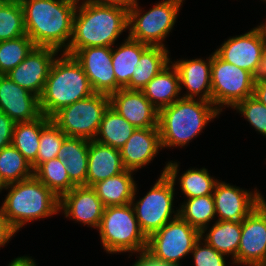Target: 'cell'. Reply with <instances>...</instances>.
<instances>
[{
  "label": "cell",
  "mask_w": 266,
  "mask_h": 266,
  "mask_svg": "<svg viewBox=\"0 0 266 266\" xmlns=\"http://www.w3.org/2000/svg\"><path fill=\"white\" fill-rule=\"evenodd\" d=\"M81 0H22L26 34L36 47L68 49Z\"/></svg>",
  "instance_id": "1"
},
{
  "label": "cell",
  "mask_w": 266,
  "mask_h": 266,
  "mask_svg": "<svg viewBox=\"0 0 266 266\" xmlns=\"http://www.w3.org/2000/svg\"><path fill=\"white\" fill-rule=\"evenodd\" d=\"M80 3L76 7L72 37L64 53L73 56L86 47L114 46L120 34L128 29V12L88 0Z\"/></svg>",
  "instance_id": "2"
},
{
  "label": "cell",
  "mask_w": 266,
  "mask_h": 266,
  "mask_svg": "<svg viewBox=\"0 0 266 266\" xmlns=\"http://www.w3.org/2000/svg\"><path fill=\"white\" fill-rule=\"evenodd\" d=\"M197 100L181 98L159 110L158 129L163 149L184 147L219 116L220 111L212 102Z\"/></svg>",
  "instance_id": "3"
},
{
  "label": "cell",
  "mask_w": 266,
  "mask_h": 266,
  "mask_svg": "<svg viewBox=\"0 0 266 266\" xmlns=\"http://www.w3.org/2000/svg\"><path fill=\"white\" fill-rule=\"evenodd\" d=\"M61 54L54 59L39 97L41 113L49 118L61 108L95 93L81 64L74 56Z\"/></svg>",
  "instance_id": "4"
},
{
  "label": "cell",
  "mask_w": 266,
  "mask_h": 266,
  "mask_svg": "<svg viewBox=\"0 0 266 266\" xmlns=\"http://www.w3.org/2000/svg\"><path fill=\"white\" fill-rule=\"evenodd\" d=\"M2 204L4 215L18 232L26 223L60 212V199L35 176L7 184Z\"/></svg>",
  "instance_id": "5"
},
{
  "label": "cell",
  "mask_w": 266,
  "mask_h": 266,
  "mask_svg": "<svg viewBox=\"0 0 266 266\" xmlns=\"http://www.w3.org/2000/svg\"><path fill=\"white\" fill-rule=\"evenodd\" d=\"M179 164L170 161L164 167L160 177L146 195L135 203L137 187H135L131 205L141 231L148 238L164 227L169 221L179 216L174 210V186L178 178ZM176 212V213H175ZM174 213V215H172ZM172 216H174L172 218Z\"/></svg>",
  "instance_id": "6"
},
{
  "label": "cell",
  "mask_w": 266,
  "mask_h": 266,
  "mask_svg": "<svg viewBox=\"0 0 266 266\" xmlns=\"http://www.w3.org/2000/svg\"><path fill=\"white\" fill-rule=\"evenodd\" d=\"M98 229L104 251L109 254L146 251L147 237L131 204L104 207Z\"/></svg>",
  "instance_id": "7"
},
{
  "label": "cell",
  "mask_w": 266,
  "mask_h": 266,
  "mask_svg": "<svg viewBox=\"0 0 266 266\" xmlns=\"http://www.w3.org/2000/svg\"><path fill=\"white\" fill-rule=\"evenodd\" d=\"M183 1L158 2L145 14L137 2L128 12V36L148 46L167 48L163 42L175 25Z\"/></svg>",
  "instance_id": "8"
},
{
  "label": "cell",
  "mask_w": 266,
  "mask_h": 266,
  "mask_svg": "<svg viewBox=\"0 0 266 266\" xmlns=\"http://www.w3.org/2000/svg\"><path fill=\"white\" fill-rule=\"evenodd\" d=\"M110 105L109 95L94 93L57 111L51 120L67 137L94 140L104 112Z\"/></svg>",
  "instance_id": "9"
},
{
  "label": "cell",
  "mask_w": 266,
  "mask_h": 266,
  "mask_svg": "<svg viewBox=\"0 0 266 266\" xmlns=\"http://www.w3.org/2000/svg\"><path fill=\"white\" fill-rule=\"evenodd\" d=\"M254 83L252 73L222 60L215 52L211 54L212 103L220 112L253 96Z\"/></svg>",
  "instance_id": "10"
},
{
  "label": "cell",
  "mask_w": 266,
  "mask_h": 266,
  "mask_svg": "<svg viewBox=\"0 0 266 266\" xmlns=\"http://www.w3.org/2000/svg\"><path fill=\"white\" fill-rule=\"evenodd\" d=\"M201 232L180 216L147 238L146 252L154 259L172 266H181L180 260L191 253Z\"/></svg>",
  "instance_id": "11"
},
{
  "label": "cell",
  "mask_w": 266,
  "mask_h": 266,
  "mask_svg": "<svg viewBox=\"0 0 266 266\" xmlns=\"http://www.w3.org/2000/svg\"><path fill=\"white\" fill-rule=\"evenodd\" d=\"M266 37L258 25L245 34L230 37L215 53L224 61L249 71L254 76L258 70Z\"/></svg>",
  "instance_id": "12"
},
{
  "label": "cell",
  "mask_w": 266,
  "mask_h": 266,
  "mask_svg": "<svg viewBox=\"0 0 266 266\" xmlns=\"http://www.w3.org/2000/svg\"><path fill=\"white\" fill-rule=\"evenodd\" d=\"M73 56L81 64L95 93L110 95L122 88L112 67V47H86Z\"/></svg>",
  "instance_id": "13"
},
{
  "label": "cell",
  "mask_w": 266,
  "mask_h": 266,
  "mask_svg": "<svg viewBox=\"0 0 266 266\" xmlns=\"http://www.w3.org/2000/svg\"><path fill=\"white\" fill-rule=\"evenodd\" d=\"M266 261V210L260 204L243 221L237 266H262Z\"/></svg>",
  "instance_id": "14"
},
{
  "label": "cell",
  "mask_w": 266,
  "mask_h": 266,
  "mask_svg": "<svg viewBox=\"0 0 266 266\" xmlns=\"http://www.w3.org/2000/svg\"><path fill=\"white\" fill-rule=\"evenodd\" d=\"M58 53L57 49L51 47H35L6 75L20 87L40 97L50 67Z\"/></svg>",
  "instance_id": "15"
},
{
  "label": "cell",
  "mask_w": 266,
  "mask_h": 266,
  "mask_svg": "<svg viewBox=\"0 0 266 266\" xmlns=\"http://www.w3.org/2000/svg\"><path fill=\"white\" fill-rule=\"evenodd\" d=\"M253 192L218 181L213 191L218 220L242 222L260 205L261 193L256 188Z\"/></svg>",
  "instance_id": "16"
},
{
  "label": "cell",
  "mask_w": 266,
  "mask_h": 266,
  "mask_svg": "<svg viewBox=\"0 0 266 266\" xmlns=\"http://www.w3.org/2000/svg\"><path fill=\"white\" fill-rule=\"evenodd\" d=\"M110 106L135 128H158L159 110L139 90H120L109 95Z\"/></svg>",
  "instance_id": "17"
},
{
  "label": "cell",
  "mask_w": 266,
  "mask_h": 266,
  "mask_svg": "<svg viewBox=\"0 0 266 266\" xmlns=\"http://www.w3.org/2000/svg\"><path fill=\"white\" fill-rule=\"evenodd\" d=\"M59 210L65 217L99 228L104 206L91 186H75L60 198Z\"/></svg>",
  "instance_id": "18"
},
{
  "label": "cell",
  "mask_w": 266,
  "mask_h": 266,
  "mask_svg": "<svg viewBox=\"0 0 266 266\" xmlns=\"http://www.w3.org/2000/svg\"><path fill=\"white\" fill-rule=\"evenodd\" d=\"M0 110L15 123L33 121L42 115L39 97L20 87L7 75H0Z\"/></svg>",
  "instance_id": "19"
},
{
  "label": "cell",
  "mask_w": 266,
  "mask_h": 266,
  "mask_svg": "<svg viewBox=\"0 0 266 266\" xmlns=\"http://www.w3.org/2000/svg\"><path fill=\"white\" fill-rule=\"evenodd\" d=\"M170 63L178 72L180 90L187 89L182 98L195 99V97H199L197 99L212 102L211 55L207 60L201 58L180 59L174 63L170 61Z\"/></svg>",
  "instance_id": "20"
},
{
  "label": "cell",
  "mask_w": 266,
  "mask_h": 266,
  "mask_svg": "<svg viewBox=\"0 0 266 266\" xmlns=\"http://www.w3.org/2000/svg\"><path fill=\"white\" fill-rule=\"evenodd\" d=\"M160 149L162 146L158 128H136L119 150L124 168L135 172L151 163Z\"/></svg>",
  "instance_id": "21"
},
{
  "label": "cell",
  "mask_w": 266,
  "mask_h": 266,
  "mask_svg": "<svg viewBox=\"0 0 266 266\" xmlns=\"http://www.w3.org/2000/svg\"><path fill=\"white\" fill-rule=\"evenodd\" d=\"M124 170L119 149L89 140L86 186H92Z\"/></svg>",
  "instance_id": "22"
},
{
  "label": "cell",
  "mask_w": 266,
  "mask_h": 266,
  "mask_svg": "<svg viewBox=\"0 0 266 266\" xmlns=\"http://www.w3.org/2000/svg\"><path fill=\"white\" fill-rule=\"evenodd\" d=\"M141 91L158 110L181 99L178 96L181 90L175 66L169 63Z\"/></svg>",
  "instance_id": "23"
},
{
  "label": "cell",
  "mask_w": 266,
  "mask_h": 266,
  "mask_svg": "<svg viewBox=\"0 0 266 266\" xmlns=\"http://www.w3.org/2000/svg\"><path fill=\"white\" fill-rule=\"evenodd\" d=\"M89 140L67 137L59 149L57 158L64 161L70 181L75 186H86Z\"/></svg>",
  "instance_id": "24"
},
{
  "label": "cell",
  "mask_w": 266,
  "mask_h": 266,
  "mask_svg": "<svg viewBox=\"0 0 266 266\" xmlns=\"http://www.w3.org/2000/svg\"><path fill=\"white\" fill-rule=\"evenodd\" d=\"M132 170H124L115 176L99 181L91 187L96 192L104 207L130 204L135 187Z\"/></svg>",
  "instance_id": "25"
},
{
  "label": "cell",
  "mask_w": 266,
  "mask_h": 266,
  "mask_svg": "<svg viewBox=\"0 0 266 266\" xmlns=\"http://www.w3.org/2000/svg\"><path fill=\"white\" fill-rule=\"evenodd\" d=\"M168 48L149 46L137 62L128 90L141 91L165 66L170 63Z\"/></svg>",
  "instance_id": "26"
},
{
  "label": "cell",
  "mask_w": 266,
  "mask_h": 266,
  "mask_svg": "<svg viewBox=\"0 0 266 266\" xmlns=\"http://www.w3.org/2000/svg\"><path fill=\"white\" fill-rule=\"evenodd\" d=\"M242 222L216 220L209 232L200 238L224 255H231L237 264V253L241 239Z\"/></svg>",
  "instance_id": "27"
},
{
  "label": "cell",
  "mask_w": 266,
  "mask_h": 266,
  "mask_svg": "<svg viewBox=\"0 0 266 266\" xmlns=\"http://www.w3.org/2000/svg\"><path fill=\"white\" fill-rule=\"evenodd\" d=\"M148 47L129 36L116 49L112 47V67L116 81L122 88L129 84L141 54Z\"/></svg>",
  "instance_id": "28"
},
{
  "label": "cell",
  "mask_w": 266,
  "mask_h": 266,
  "mask_svg": "<svg viewBox=\"0 0 266 266\" xmlns=\"http://www.w3.org/2000/svg\"><path fill=\"white\" fill-rule=\"evenodd\" d=\"M135 127L110 105L104 112L95 141L121 149L135 131Z\"/></svg>",
  "instance_id": "29"
},
{
  "label": "cell",
  "mask_w": 266,
  "mask_h": 266,
  "mask_svg": "<svg viewBox=\"0 0 266 266\" xmlns=\"http://www.w3.org/2000/svg\"><path fill=\"white\" fill-rule=\"evenodd\" d=\"M34 176V170L12 144L0 150V183L2 186Z\"/></svg>",
  "instance_id": "30"
},
{
  "label": "cell",
  "mask_w": 266,
  "mask_h": 266,
  "mask_svg": "<svg viewBox=\"0 0 266 266\" xmlns=\"http://www.w3.org/2000/svg\"><path fill=\"white\" fill-rule=\"evenodd\" d=\"M179 216L189 225L205 234L208 225L214 219L215 201L213 195L189 198L179 207Z\"/></svg>",
  "instance_id": "31"
},
{
  "label": "cell",
  "mask_w": 266,
  "mask_h": 266,
  "mask_svg": "<svg viewBox=\"0 0 266 266\" xmlns=\"http://www.w3.org/2000/svg\"><path fill=\"white\" fill-rule=\"evenodd\" d=\"M34 176L59 199L75 187L70 181L64 161L60 158H54L40 164L34 170Z\"/></svg>",
  "instance_id": "32"
},
{
  "label": "cell",
  "mask_w": 266,
  "mask_h": 266,
  "mask_svg": "<svg viewBox=\"0 0 266 266\" xmlns=\"http://www.w3.org/2000/svg\"><path fill=\"white\" fill-rule=\"evenodd\" d=\"M67 135L51 120L41 115V136L36 160L31 164L35 170L45 161L57 158L59 149Z\"/></svg>",
  "instance_id": "33"
},
{
  "label": "cell",
  "mask_w": 266,
  "mask_h": 266,
  "mask_svg": "<svg viewBox=\"0 0 266 266\" xmlns=\"http://www.w3.org/2000/svg\"><path fill=\"white\" fill-rule=\"evenodd\" d=\"M41 136V116L29 122L15 123L12 145L32 164L39 149Z\"/></svg>",
  "instance_id": "34"
},
{
  "label": "cell",
  "mask_w": 266,
  "mask_h": 266,
  "mask_svg": "<svg viewBox=\"0 0 266 266\" xmlns=\"http://www.w3.org/2000/svg\"><path fill=\"white\" fill-rule=\"evenodd\" d=\"M24 12L17 0H0V41L25 35Z\"/></svg>",
  "instance_id": "35"
},
{
  "label": "cell",
  "mask_w": 266,
  "mask_h": 266,
  "mask_svg": "<svg viewBox=\"0 0 266 266\" xmlns=\"http://www.w3.org/2000/svg\"><path fill=\"white\" fill-rule=\"evenodd\" d=\"M35 47V44L27 34L15 39L0 41V75L9 73Z\"/></svg>",
  "instance_id": "36"
},
{
  "label": "cell",
  "mask_w": 266,
  "mask_h": 266,
  "mask_svg": "<svg viewBox=\"0 0 266 266\" xmlns=\"http://www.w3.org/2000/svg\"><path fill=\"white\" fill-rule=\"evenodd\" d=\"M181 192L189 198L213 195L218 179L211 177L206 168L186 170L180 178Z\"/></svg>",
  "instance_id": "37"
},
{
  "label": "cell",
  "mask_w": 266,
  "mask_h": 266,
  "mask_svg": "<svg viewBox=\"0 0 266 266\" xmlns=\"http://www.w3.org/2000/svg\"><path fill=\"white\" fill-rule=\"evenodd\" d=\"M236 109L263 136H266V106L256 97L250 96L239 102Z\"/></svg>",
  "instance_id": "38"
},
{
  "label": "cell",
  "mask_w": 266,
  "mask_h": 266,
  "mask_svg": "<svg viewBox=\"0 0 266 266\" xmlns=\"http://www.w3.org/2000/svg\"><path fill=\"white\" fill-rule=\"evenodd\" d=\"M200 238L191 253L195 266H226L225 256Z\"/></svg>",
  "instance_id": "39"
},
{
  "label": "cell",
  "mask_w": 266,
  "mask_h": 266,
  "mask_svg": "<svg viewBox=\"0 0 266 266\" xmlns=\"http://www.w3.org/2000/svg\"><path fill=\"white\" fill-rule=\"evenodd\" d=\"M15 122L0 110V150L12 144Z\"/></svg>",
  "instance_id": "40"
},
{
  "label": "cell",
  "mask_w": 266,
  "mask_h": 266,
  "mask_svg": "<svg viewBox=\"0 0 266 266\" xmlns=\"http://www.w3.org/2000/svg\"><path fill=\"white\" fill-rule=\"evenodd\" d=\"M17 231L12 227L7 217L4 215L2 207L0 208V248L8 243Z\"/></svg>",
  "instance_id": "41"
},
{
  "label": "cell",
  "mask_w": 266,
  "mask_h": 266,
  "mask_svg": "<svg viewBox=\"0 0 266 266\" xmlns=\"http://www.w3.org/2000/svg\"><path fill=\"white\" fill-rule=\"evenodd\" d=\"M100 5H106L110 7H118L129 12L138 2L137 0H88Z\"/></svg>",
  "instance_id": "42"
},
{
  "label": "cell",
  "mask_w": 266,
  "mask_h": 266,
  "mask_svg": "<svg viewBox=\"0 0 266 266\" xmlns=\"http://www.w3.org/2000/svg\"><path fill=\"white\" fill-rule=\"evenodd\" d=\"M138 255V260L132 266H172L154 259L146 251L140 252Z\"/></svg>",
  "instance_id": "43"
},
{
  "label": "cell",
  "mask_w": 266,
  "mask_h": 266,
  "mask_svg": "<svg viewBox=\"0 0 266 266\" xmlns=\"http://www.w3.org/2000/svg\"><path fill=\"white\" fill-rule=\"evenodd\" d=\"M253 96L266 106V80H255Z\"/></svg>",
  "instance_id": "44"
},
{
  "label": "cell",
  "mask_w": 266,
  "mask_h": 266,
  "mask_svg": "<svg viewBox=\"0 0 266 266\" xmlns=\"http://www.w3.org/2000/svg\"><path fill=\"white\" fill-rule=\"evenodd\" d=\"M8 266H37V265L35 260L32 259V257L21 256L11 260Z\"/></svg>",
  "instance_id": "45"
},
{
  "label": "cell",
  "mask_w": 266,
  "mask_h": 266,
  "mask_svg": "<svg viewBox=\"0 0 266 266\" xmlns=\"http://www.w3.org/2000/svg\"><path fill=\"white\" fill-rule=\"evenodd\" d=\"M255 80L262 79L266 80V45L263 50L262 59L260 61L256 75L254 76Z\"/></svg>",
  "instance_id": "46"
},
{
  "label": "cell",
  "mask_w": 266,
  "mask_h": 266,
  "mask_svg": "<svg viewBox=\"0 0 266 266\" xmlns=\"http://www.w3.org/2000/svg\"><path fill=\"white\" fill-rule=\"evenodd\" d=\"M260 204L264 207V209L266 210V199H264V197L262 196V194H260Z\"/></svg>",
  "instance_id": "47"
},
{
  "label": "cell",
  "mask_w": 266,
  "mask_h": 266,
  "mask_svg": "<svg viewBox=\"0 0 266 266\" xmlns=\"http://www.w3.org/2000/svg\"><path fill=\"white\" fill-rule=\"evenodd\" d=\"M261 28H262V30H263V32H264V35H265V37H266V24H261V25H259Z\"/></svg>",
  "instance_id": "48"
},
{
  "label": "cell",
  "mask_w": 266,
  "mask_h": 266,
  "mask_svg": "<svg viewBox=\"0 0 266 266\" xmlns=\"http://www.w3.org/2000/svg\"><path fill=\"white\" fill-rule=\"evenodd\" d=\"M2 188H3V186H2L1 183H0V191H2Z\"/></svg>",
  "instance_id": "49"
}]
</instances>
